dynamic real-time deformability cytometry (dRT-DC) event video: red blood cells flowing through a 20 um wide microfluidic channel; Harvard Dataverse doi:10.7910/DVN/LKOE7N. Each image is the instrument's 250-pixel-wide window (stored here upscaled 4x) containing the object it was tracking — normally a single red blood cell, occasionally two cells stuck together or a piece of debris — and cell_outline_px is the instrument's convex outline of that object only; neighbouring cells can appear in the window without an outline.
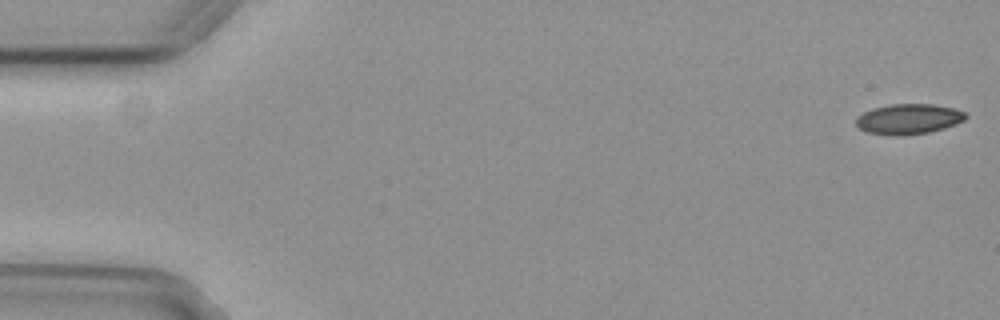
{"species": "common noctule bat (a hibernating species)", "species_latin": "Nyctalus noctula", "temperature_condition": "cold", "stored_images_in_passage": 55, "camera_frame_rate_fps": 3000, "um_per_image_px": 0.085, "animal": {"sex": "female", "body_mass_g": 29.2, "forearm_length_mm": 56.3}, "frame": {"image": 1, "passage_image": 1, "time_ms": 0.0, "image_size_px": [1000, 320], "cell_outline_px": [[968, 116], [964, 120], [956, 124], [944, 128], [928, 132], [900, 136], [896, 136], [868, 132], [860, 128], [856, 124], [856, 116], [872, 108], [892, 104], [932, 104], [952, 108], [964, 112]], "centroid_in_image_um": [77.22, 10.11], "position_along_channel_um": 7.8, "area_um2": 19.25}}
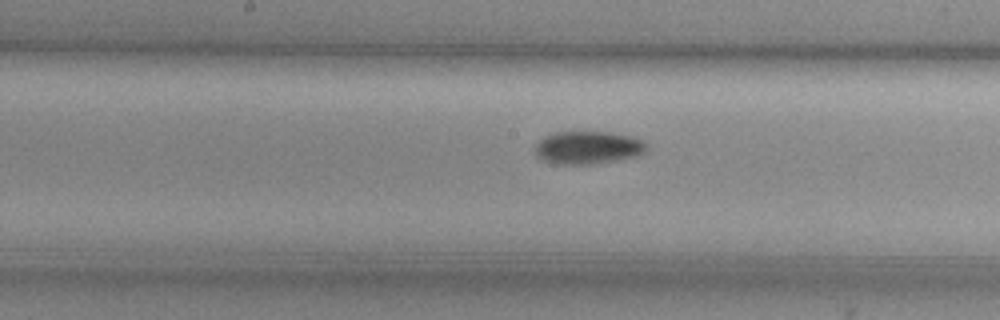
{"frame": {"image": 2, "passage_image": 28, "time_ms": 9.0, "image_size_px": [1000, 320], "cell_outline_px": [[648, 148], [640, 156], [596, 164], [560, 164], [544, 160], [536, 156], [536, 144], [544, 136], [556, 132], [612, 132], [632, 136], [644, 140], [648, 144]], "centroid_in_image_um": [50.05, 12.54], "position_along_channel_um": 198.1, "area_um2": 21.62}}
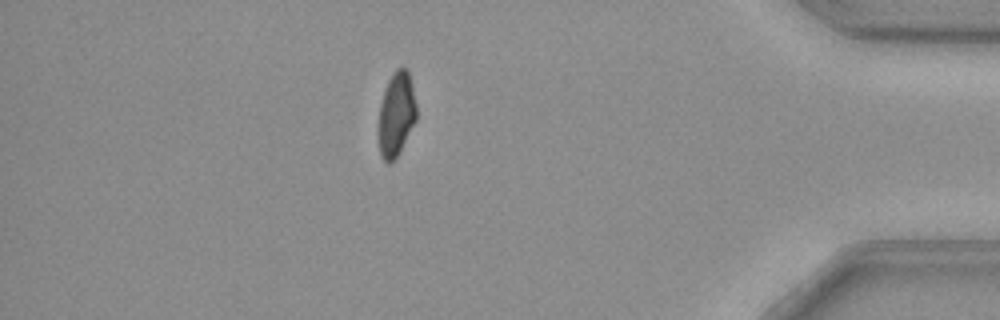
{"frame": {"image": 3, "passage_image": 48, "time_ms": 15.667, "image_size_px": [1000, 320], "cell_outline_px": [[416, 120], [400, 152], [388, 164], [380, 156], [376, 132], [380, 104], [388, 80], [392, 72], [396, 68], [408, 68], [416, 104]], "centroid_in_image_um": [33.65, 9.73], "position_along_channel_um": 401.6, "area_um2": 19.02}}